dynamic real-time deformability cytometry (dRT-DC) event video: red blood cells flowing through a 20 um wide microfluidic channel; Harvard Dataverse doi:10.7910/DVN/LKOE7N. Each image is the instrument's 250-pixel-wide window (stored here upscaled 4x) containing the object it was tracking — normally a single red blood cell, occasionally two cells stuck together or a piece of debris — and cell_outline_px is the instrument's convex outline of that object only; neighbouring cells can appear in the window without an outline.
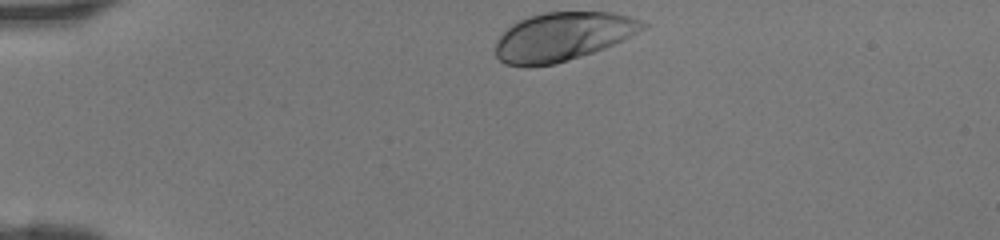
{"species": "human", "species_latin": "Homo sapiens", "temperature_condition": "room temperature", "stored_images_in_passage": 30, "camera_frame_rate_fps": 3000, "um_per_image_px": 0.085, "donor": {"sex": "female"}, "frame": {"image": 1, "passage_image": 1, "time_ms": 0.0, "image_size_px": [1000, 240], "cell_outline_px": [[648, 24], [644, 28], [624, 40], [604, 48], [580, 56], [552, 64], [524, 68], [504, 64], [496, 56], [496, 40], [512, 24], [520, 20], [544, 12], [612, 12], [628, 16], [640, 20]], "centroid_in_image_um": [47.8, 3.12], "position_along_channel_um": 37.2, "area_um2": 41.44}}
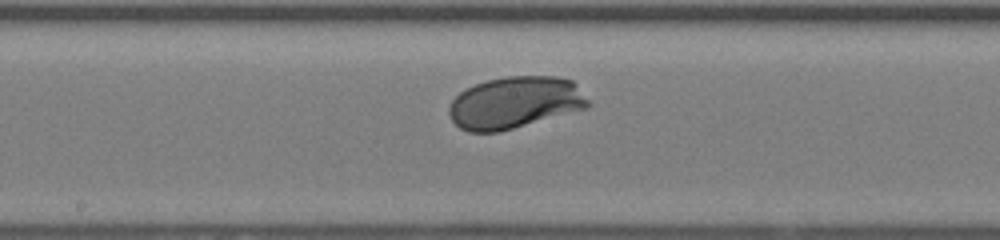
{"frame": {"image": 2, "passage_image": 16, "time_ms": 5.0, "image_size_px": [1000, 240], "cell_outline_px": [[592, 104], [588, 108], [500, 132], [468, 132], [460, 128], [452, 120], [448, 112], [448, 108], [452, 100], [464, 88], [488, 80], [508, 76], [556, 76], [572, 80]], "centroid_in_image_um": [43.77, 8.72], "position_along_channel_um": 204.4, "area_um2": 42.25}}
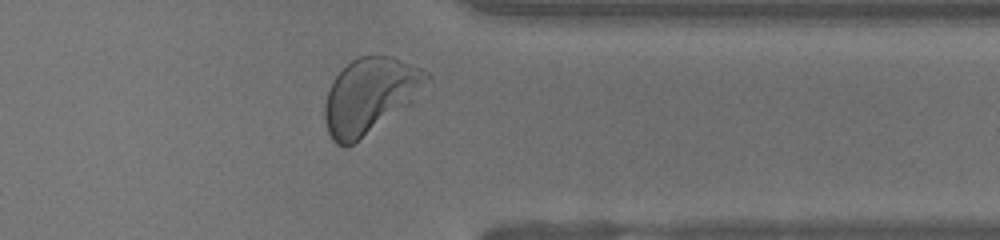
{"frame": {"image": 3, "passage_image": 28, "time_ms": 9.0, "image_size_px": [1000, 240], "cell_outline_px": [[432, 76], [412, 100], [408, 104], [352, 144], [344, 148], [336, 144], [332, 140], [328, 132], [324, 120], [324, 104], [328, 88], [332, 80], [352, 60], [360, 56], [392, 56], [420, 68], [428, 72]], "centroid_in_image_um": [31.39, 8.12], "position_along_channel_um": 380.0, "area_um2": 44.04}}